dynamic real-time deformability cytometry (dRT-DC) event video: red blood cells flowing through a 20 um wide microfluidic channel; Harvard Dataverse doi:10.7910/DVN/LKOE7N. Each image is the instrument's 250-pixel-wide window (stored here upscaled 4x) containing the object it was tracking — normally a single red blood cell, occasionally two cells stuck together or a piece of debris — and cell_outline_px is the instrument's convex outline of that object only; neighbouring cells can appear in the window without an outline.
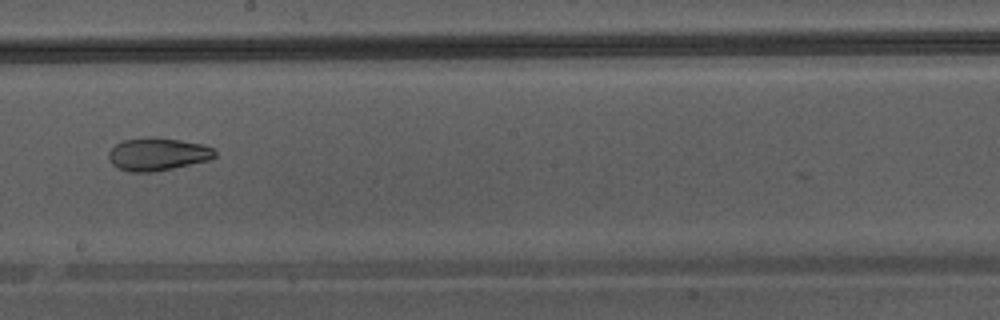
{"species": "Egyptian fruit bat (a non-hibernating species)", "species_latin": "Rousettus aegyptiacus", "temperature_condition": "warm", "stored_images_in_passage": 31, "camera_frame_rate_fps": 3000, "um_per_image_px": 0.085, "animal": {"sex": "male"}, "frame": {"image": 1, "passage_image": 14, "time_ms": 4.333, "image_size_px": [1000, 320], "cell_outline_px": [[216, 156], [212, 160], [152, 172], [132, 172], [120, 168], [112, 164], [108, 156], [108, 152], [116, 144], [124, 140], [156, 136], [180, 140], [200, 144], [212, 148], [216, 152]], "centroid_in_image_um": [13.42, 13.1], "position_along_channel_um": 234.8, "area_um2": 20.23}}